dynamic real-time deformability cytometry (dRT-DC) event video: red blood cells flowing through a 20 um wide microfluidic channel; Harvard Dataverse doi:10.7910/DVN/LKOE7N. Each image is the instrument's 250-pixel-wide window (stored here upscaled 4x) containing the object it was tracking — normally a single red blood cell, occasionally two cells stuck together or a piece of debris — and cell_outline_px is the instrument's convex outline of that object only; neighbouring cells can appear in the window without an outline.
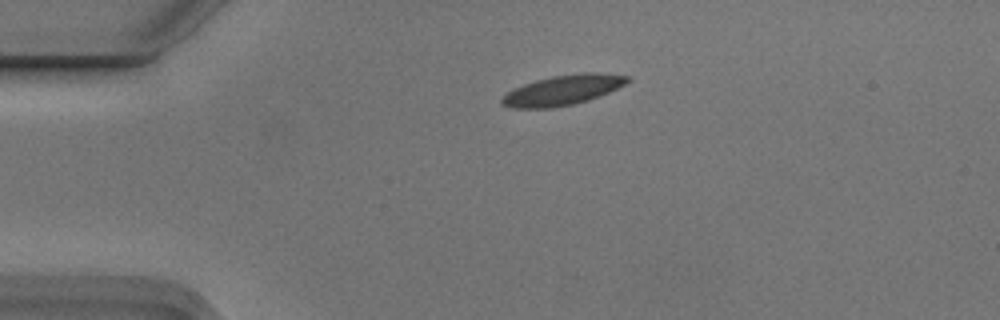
{"species": "Egyptian fruit bat (a non-hibernating species)", "species_latin": "Rousettus aegyptiacus", "temperature_condition": "cold", "stored_images_in_passage": 2, "camera_frame_rate_fps": 3000, "um_per_image_px": 0.085, "animal": {"sex": "male"}, "frame": {"image": 1, "passage_image": 1, "time_ms": 0.0, "image_size_px": [1000, 320], "cell_outline_px": [[632, 80], [600, 96], [588, 100], [572, 104], [552, 108], [512, 108], [500, 104], [500, 100], [508, 92], [524, 84], [536, 80], [552, 76], [580, 72], [600, 72], [628, 76]], "centroid_in_image_um": [47.85, 7.65], "position_along_channel_um": 37.2, "area_um2": 21.91}}